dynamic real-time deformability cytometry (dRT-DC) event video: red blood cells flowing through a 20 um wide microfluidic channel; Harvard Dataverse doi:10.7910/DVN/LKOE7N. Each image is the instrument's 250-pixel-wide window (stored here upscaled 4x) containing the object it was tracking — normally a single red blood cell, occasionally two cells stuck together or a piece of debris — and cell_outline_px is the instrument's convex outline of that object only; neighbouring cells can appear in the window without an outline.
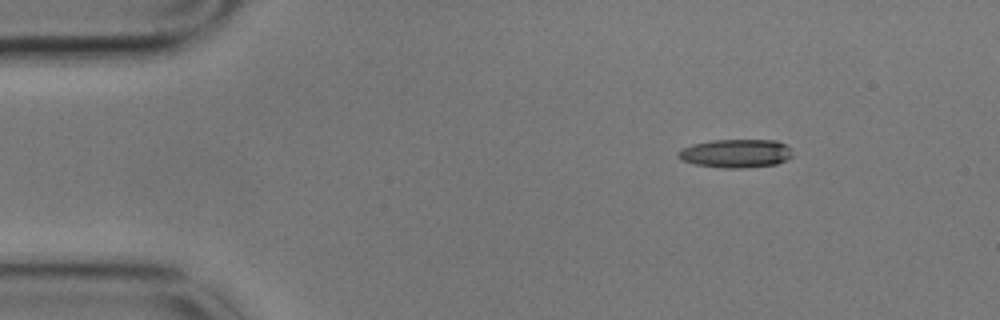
{"species": "common noctule bat (a hibernating species)", "species_latin": "Nyctalus noctula", "temperature_condition": "cold", "stored_images_in_passage": 49, "camera_frame_rate_fps": 3000, "um_per_image_px": 0.085, "animal": {"sex": "male", "body_mass_g": 17.9}, "frame": {"image": 1, "passage_image": 1, "time_ms": 0.0, "image_size_px": [1000, 320], "cell_outline_px": [[792, 156], [788, 160], [776, 164], [744, 168], [720, 168], [696, 164], [680, 160], [676, 156], [676, 152], [680, 148], [692, 144], [712, 140], [776, 140], [784, 144], [788, 148]], "centroid_in_image_um": [62.48, 13.04], "position_along_channel_um": 22.5, "area_um2": 19.13}}
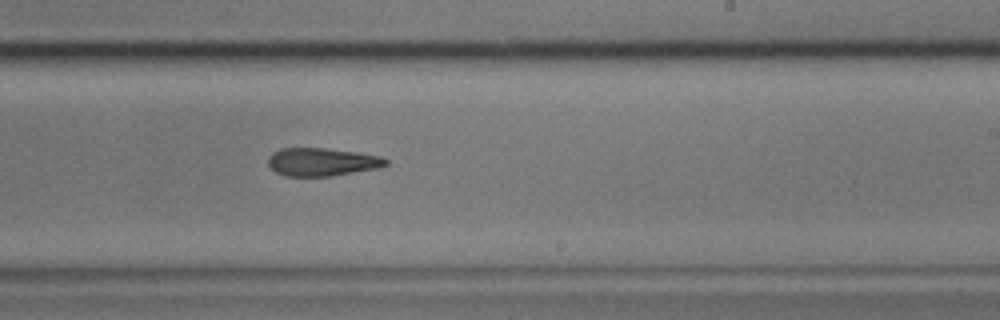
{"frame": {"image": 2, "passage_image": 27, "time_ms": 8.667, "image_size_px": [1000, 320], "cell_outline_px": [[388, 164], [380, 168], [328, 176], [284, 176], [276, 172], [268, 164], [268, 156], [272, 152], [280, 148], [324, 148], [356, 152], [380, 156], [388, 160]], "centroid_in_image_um": [27.35, 13.76], "position_along_channel_um": 261.6, "area_um2": 19.25}}
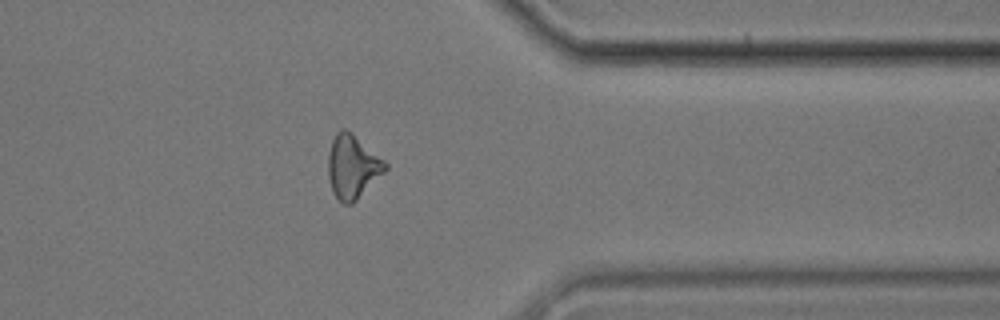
{"frame": {"image": 3, "passage_image": 38, "time_ms": 12.333, "image_size_px": [1000, 320], "cell_outline_px": [[388, 168], [352, 204], [344, 204], [332, 192], [328, 176], [328, 152], [332, 140], [336, 132], [340, 128], [344, 128], [352, 132], [384, 160], [388, 164]], "centroid_in_image_um": [29.94, 14.14], "position_along_channel_um": 381.5, "area_um2": 21.1}}